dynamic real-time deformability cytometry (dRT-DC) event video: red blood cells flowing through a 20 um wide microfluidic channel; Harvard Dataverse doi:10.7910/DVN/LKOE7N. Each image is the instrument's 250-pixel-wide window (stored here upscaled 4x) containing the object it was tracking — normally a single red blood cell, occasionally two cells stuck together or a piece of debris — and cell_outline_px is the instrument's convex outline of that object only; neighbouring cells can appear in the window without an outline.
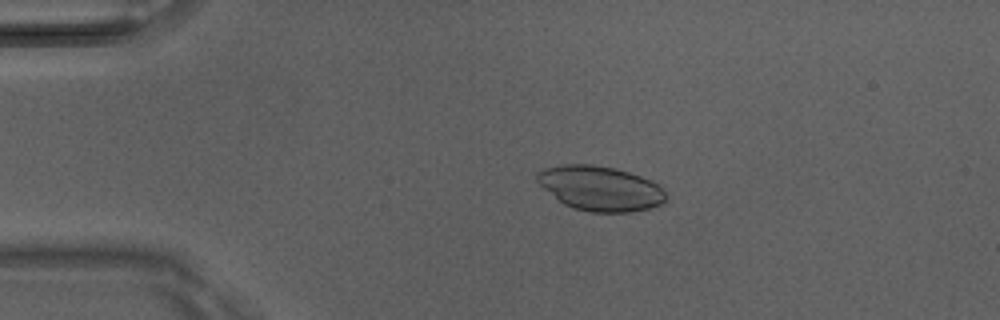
{"species": "Egyptian fruit bat (a non-hibernating species)", "species_latin": "Rousettus aegyptiacus", "temperature_condition": "room temperature", "stored_images_in_passage": 48, "camera_frame_rate_fps": 3000, "um_per_image_px": 0.085, "animal": {"sex": "male"}, "frame": {"image": 1, "passage_image": 10, "time_ms": 3.0, "image_size_px": [1000, 320], "cell_outline_px": [[668, 200], [664, 204], [632, 212], [588, 212], [572, 208], [564, 204], [544, 188], [536, 180], [536, 172], [544, 168], [564, 164], [592, 164], [616, 168], [640, 176], [656, 184], [668, 196]], "centroid_in_image_um": [51.02, 16.01], "position_along_channel_um": 34.0, "area_um2": 33.58}}
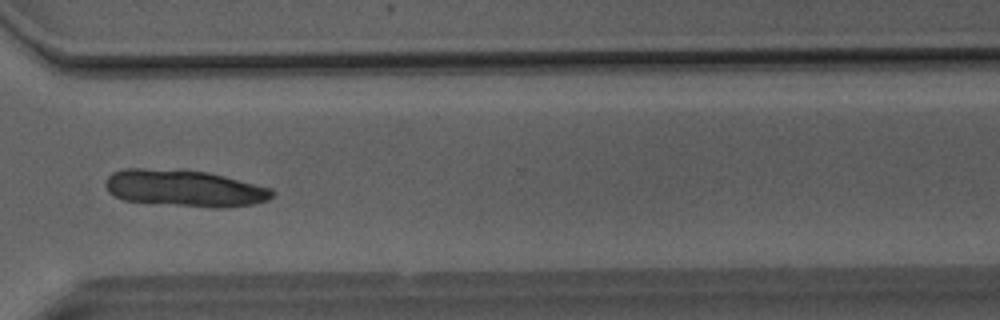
{"frame": {"image": 2, "passage_image": 37, "time_ms": 12.0, "image_size_px": [1000, 320], "cell_outline_px": [[276, 192], [268, 200], [256, 204], [224, 208], [212, 208], [124, 200], [108, 192], [104, 184], [104, 180], [112, 172], [124, 168], [184, 168], [208, 172], [272, 188]], "centroid_in_image_um": [15.69, 15.98], "position_along_channel_um": 354.9, "area_um2": 36.36}}
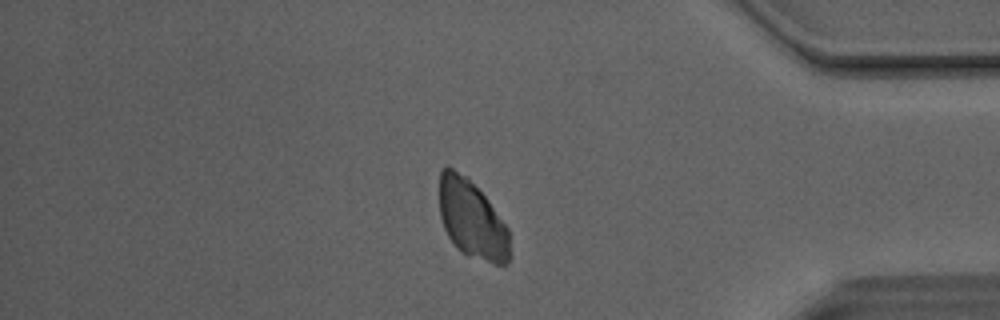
{"frame": {"image": 3, "passage_image": 42, "time_ms": 13.667, "image_size_px": [1000, 320], "cell_outline_px": [[512, 256], [508, 264], [496, 264], [468, 256], [460, 252], [456, 248], [448, 236], [444, 228], [440, 216], [440, 168], [448, 164], [468, 176], [488, 200], [508, 228]], "centroid_in_image_um": [40.12, 18.63], "position_along_channel_um": 395.1, "area_um2": 32.77}}